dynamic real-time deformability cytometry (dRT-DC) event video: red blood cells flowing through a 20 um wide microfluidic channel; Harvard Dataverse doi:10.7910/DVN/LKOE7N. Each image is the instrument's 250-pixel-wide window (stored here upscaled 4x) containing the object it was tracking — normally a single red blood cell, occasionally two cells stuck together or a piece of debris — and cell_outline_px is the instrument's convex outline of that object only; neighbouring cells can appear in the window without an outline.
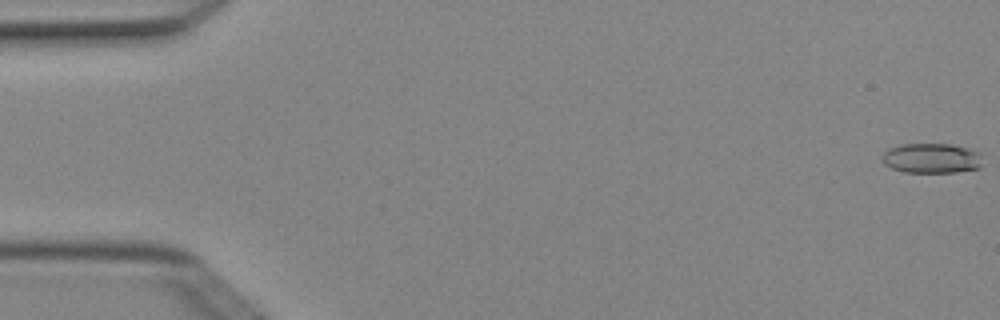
{"species": "Egyptian fruit bat (a non-hibernating species)", "species_latin": "Rousettus aegyptiacus", "temperature_condition": "cold", "stored_images_in_passage": 5, "camera_frame_rate_fps": 3000, "um_per_image_px": 0.085, "animal": {"sex": "female"}, "frame": {"image": 1, "passage_image": 1, "time_ms": 0.0, "image_size_px": [1000, 320], "cell_outline_px": [[980, 168], [956, 172], [904, 172], [892, 168], [884, 164], [884, 152], [888, 148], [900, 144], [952, 144], [968, 148], [980, 152]], "centroid_in_image_um": [79.19, 13.44], "position_along_channel_um": 5.8, "area_um2": 17.46}}
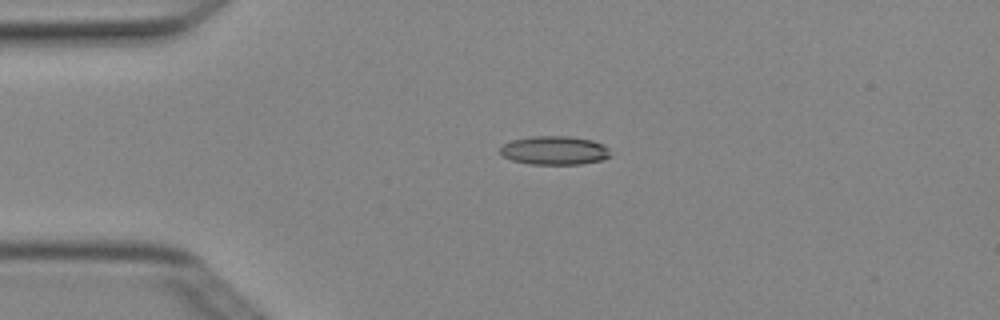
{"frame": {"image": 2, "passage_image": 4, "time_ms": 1.0, "image_size_px": [1000, 320], "cell_outline_px": [[612, 156], [604, 160], [580, 164], [528, 164], [512, 160], [504, 156], [500, 152], [500, 148], [504, 144], [512, 140], [532, 136], [568, 136], [592, 140], [604, 144], [608, 148]], "centroid_in_image_um": [47.17, 12.79], "position_along_channel_um": 37.8, "area_um2": 18.55}}